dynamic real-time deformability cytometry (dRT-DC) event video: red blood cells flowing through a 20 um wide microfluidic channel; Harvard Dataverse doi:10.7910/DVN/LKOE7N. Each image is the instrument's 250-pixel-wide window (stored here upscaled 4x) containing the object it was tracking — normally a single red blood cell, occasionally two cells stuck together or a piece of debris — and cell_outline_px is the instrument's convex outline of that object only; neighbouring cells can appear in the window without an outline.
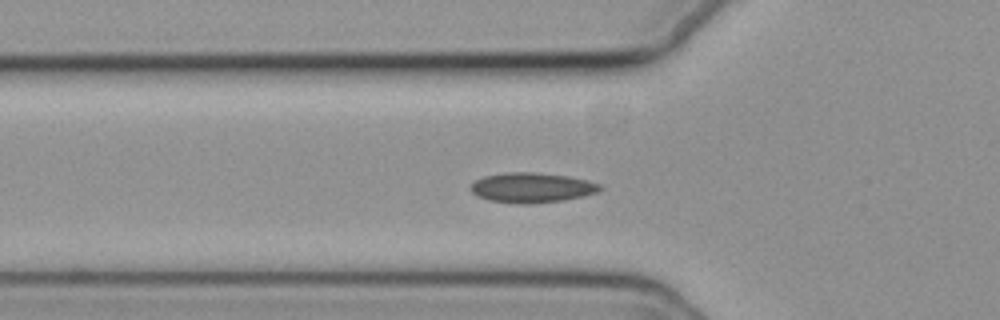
{"species": "common noctule bat (a hibernating species)", "species_latin": "Nyctalus noctula", "temperature_condition": "cold", "stored_images_in_passage": 4, "camera_frame_rate_fps": 3000, "um_per_image_px": 0.085, "animal": {"sex": "female", "body_mass_g": 19.3, "forearm_length_mm": 54.1}, "frame": {"image": 1, "passage_image": 2, "time_ms": 0.333, "image_size_px": [1000, 320], "cell_outline_px": [[604, 188], [596, 192], [584, 196], [564, 200], [528, 204], [516, 204], [488, 200], [476, 196], [468, 188], [476, 180], [484, 176], [508, 172], [536, 172], [568, 176], [588, 180], [600, 184]], "centroid_in_image_um": [45.2, 15.95], "position_along_channel_um": 80.6, "area_um2": 22.77}}